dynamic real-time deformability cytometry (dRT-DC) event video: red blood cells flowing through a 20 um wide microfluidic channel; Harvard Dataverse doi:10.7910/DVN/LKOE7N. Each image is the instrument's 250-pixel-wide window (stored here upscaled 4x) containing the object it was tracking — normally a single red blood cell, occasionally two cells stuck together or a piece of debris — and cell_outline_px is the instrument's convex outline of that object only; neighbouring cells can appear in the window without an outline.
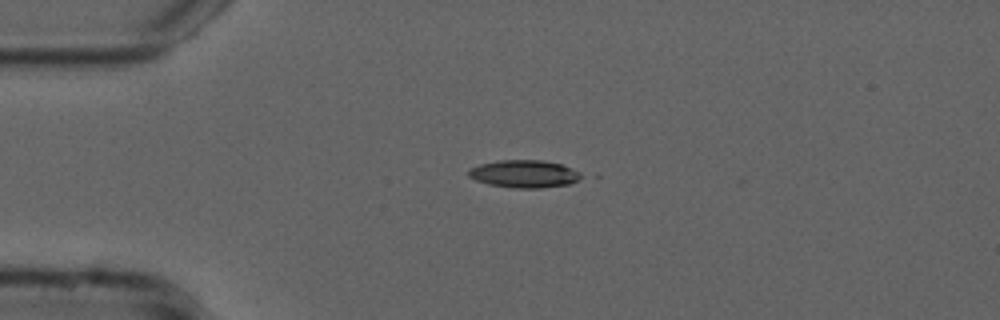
{"species": "common noctule bat (a hibernating species)", "species_latin": "Nyctalus noctula", "temperature_condition": "cold", "stored_images_in_passage": 48, "camera_frame_rate_fps": 3000, "um_per_image_px": 0.085, "animal": {"sex": "male", "forearm_length_mm": 52.5}, "frame": {"image": 1, "passage_image": 7, "time_ms": 2.0, "image_size_px": [1000, 320], "cell_outline_px": [[584, 176], [568, 184], [540, 188], [512, 188], [488, 184], [476, 180], [468, 176], [468, 168], [480, 164], [500, 160], [540, 160], [560, 164], [572, 168], [580, 172]], "centroid_in_image_um": [44.53, 14.78], "position_along_channel_um": 40.5, "area_um2": 18.09}}
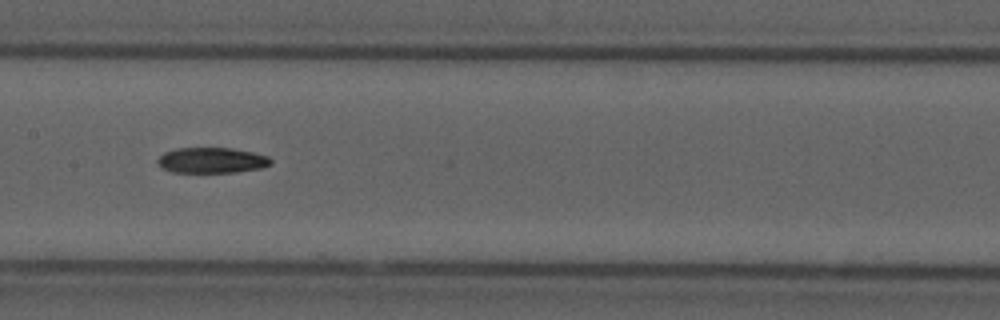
{"frame": {"image": 2, "passage_image": 21, "time_ms": 6.667, "image_size_px": [1000, 320], "cell_outline_px": [[272, 164], [260, 168], [236, 172], [172, 172], [160, 168], [156, 160], [164, 152], [176, 148], [232, 148], [252, 152], [268, 156], [272, 160]], "centroid_in_image_um": [17.97, 13.62], "position_along_channel_um": 189.4, "area_um2": 16.94}}
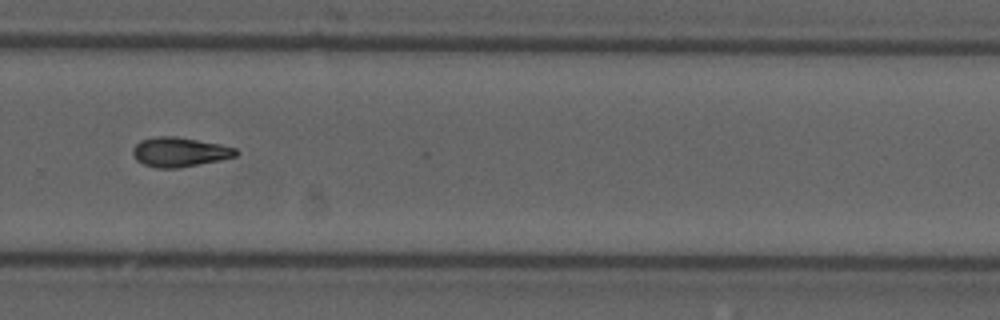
{"frame": {"image": 3, "passage_image": 31, "time_ms": 10.0, "image_size_px": [1000, 320], "cell_outline_px": [[240, 152], [236, 156], [220, 160], [176, 168], [156, 168], [144, 164], [136, 160], [132, 152], [132, 148], [140, 140], [156, 136], [176, 136], [220, 144], [236, 148]], "centroid_in_image_um": [15.25, 12.91], "position_along_channel_um": 314.5, "area_um2": 17.74}, "authors_computed_cell_mechanics": {"area_um2": 17.3111, "velocity_mm_per_s": 3.7749, "shape_relaxation_time_tau1_ms": 5.9705, "shape_relaxation_time_tau2_ms": null, "deformation_change_tau1": 0.14, "deformation_change_tau2": null}}